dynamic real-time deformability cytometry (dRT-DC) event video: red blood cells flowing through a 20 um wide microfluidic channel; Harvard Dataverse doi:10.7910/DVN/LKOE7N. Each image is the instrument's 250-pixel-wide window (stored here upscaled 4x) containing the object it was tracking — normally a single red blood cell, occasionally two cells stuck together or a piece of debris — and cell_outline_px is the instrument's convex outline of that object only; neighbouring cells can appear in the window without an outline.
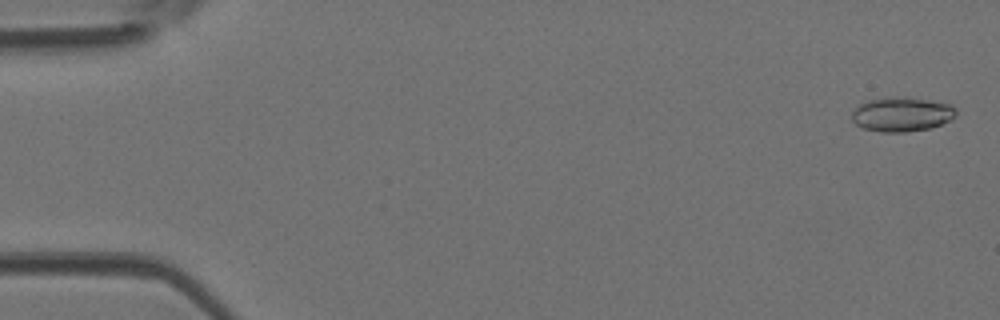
{"species": "Egyptian fruit bat (a non-hibernating species)", "species_latin": "Rousettus aegyptiacus", "temperature_condition": "room temperature", "stored_images_in_passage": 49, "camera_frame_rate_fps": 3000, "um_per_image_px": 0.085, "animal": {"sex": "female"}, "frame": {"image": 1, "passage_image": 2, "time_ms": 0.333, "image_size_px": [1000, 320], "cell_outline_px": [[956, 116], [952, 120], [928, 128], [904, 132], [880, 132], [864, 128], [856, 124], [852, 120], [852, 112], [860, 104], [868, 100], [896, 96], [908, 96], [952, 104], [956, 108]], "centroid_in_image_um": [76.68, 9.7], "position_along_channel_um": 8.3, "area_um2": 21.04}}
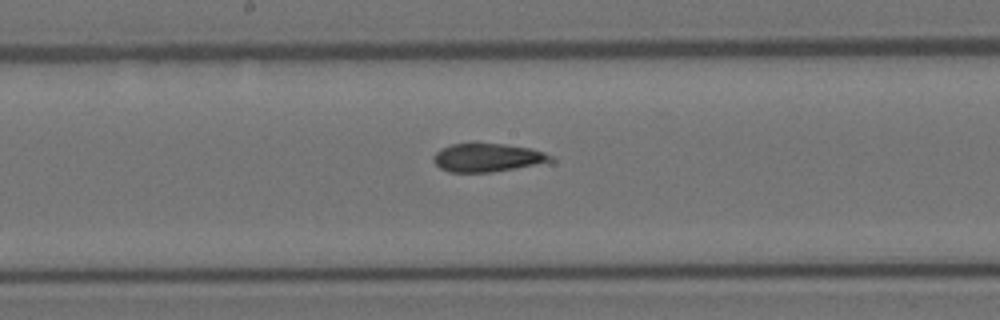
{"frame": {"image": 2, "passage_image": 26, "time_ms": 8.333, "image_size_px": [1000, 320], "cell_outline_px": [[556, 160], [552, 164], [492, 172], [448, 172], [440, 168], [432, 160], [432, 156], [440, 148], [452, 144], [472, 140], [476, 140], [532, 148], [556, 156]], "centroid_in_image_um": [41.53, 13.37], "position_along_channel_um": 206.7, "area_um2": 20.87}}
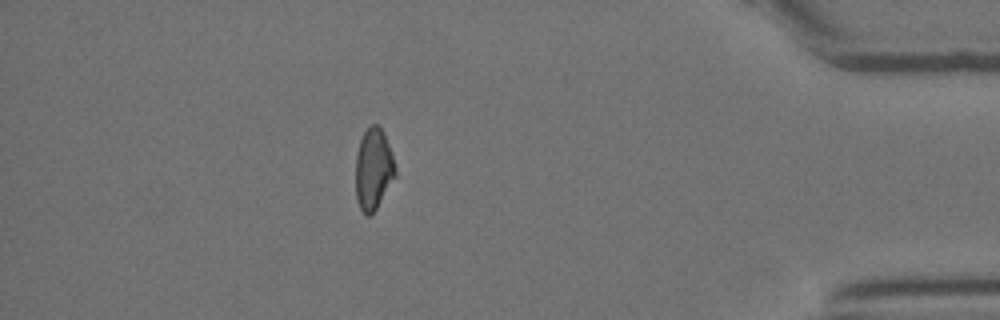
{"frame": {"image": 3, "passage_image": 43, "time_ms": 14.0, "image_size_px": [1000, 320], "cell_outline_px": [[396, 176], [376, 208], [368, 216], [364, 216], [356, 200], [356, 156], [360, 140], [364, 132], [372, 124], [376, 124], [384, 132], [392, 152], [396, 168]], "centroid_in_image_um": [31.75, 14.37], "position_along_channel_um": 403.5, "area_um2": 18.84}, "authors_computed_cell_mechanics": {"area_um2": 20.0566, "velocity_mm_per_s": 4.246, "shape_relaxation_time_tau1_ms": 9.0374, "shape_relaxation_time_tau2_ms": 3.144, "deformation_change_tau1": 0.1755, "deformation_change_tau2": 0.117}}